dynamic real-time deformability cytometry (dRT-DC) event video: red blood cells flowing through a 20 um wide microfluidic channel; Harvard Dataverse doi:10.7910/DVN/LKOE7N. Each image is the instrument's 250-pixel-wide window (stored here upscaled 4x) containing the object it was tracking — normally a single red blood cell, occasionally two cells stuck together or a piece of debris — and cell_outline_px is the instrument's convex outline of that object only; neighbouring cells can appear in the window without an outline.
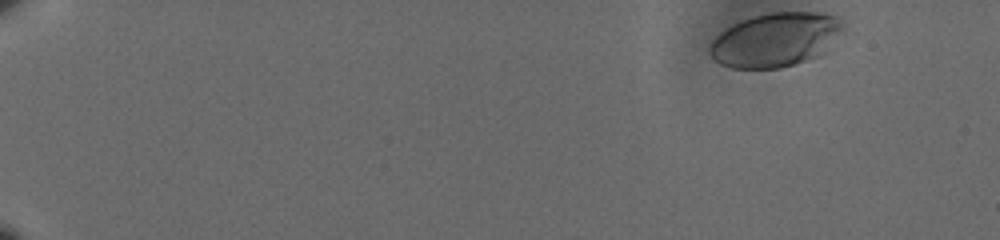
{"species": "human", "species_latin": "Homo sapiens", "temperature_condition": "cold", "stored_images_in_passage": 49, "camera_frame_rate_fps": 3000, "um_per_image_px": 0.085, "donor": {"sex": "male"}, "frame": {"image": 1, "passage_image": 1, "time_ms": 0.0, "image_size_px": [1000, 240], "cell_outline_px": [[844, 28], [816, 56], [780, 68], [732, 68], [720, 64], [708, 52], [708, 48], [712, 40], [720, 32], [732, 24], [740, 20], [772, 12], [820, 12], [840, 16], [844, 24]], "centroid_in_image_um": [65.86, 3.35], "position_along_channel_um": 19.1, "area_um2": 41.44}}
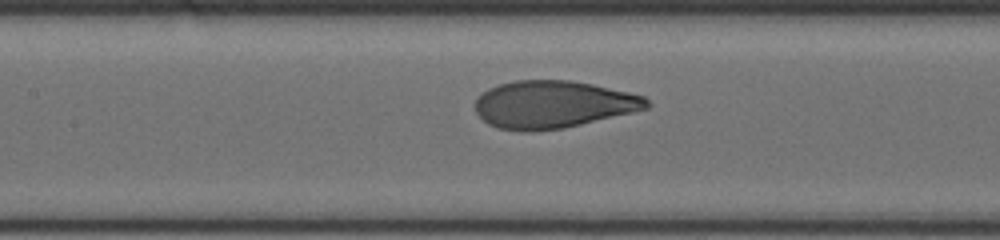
{"frame": {"image": 2, "passage_image": 27, "time_ms": 8.667, "image_size_px": [1000, 240], "cell_outline_px": [[652, 104], [648, 108], [632, 112], [564, 128], [532, 132], [524, 132], [500, 128], [488, 124], [476, 112], [476, 100], [488, 88], [500, 84], [516, 80], [568, 80], [592, 84], [628, 92], [644, 96]], "centroid_in_image_um": [47.01, 8.88], "position_along_channel_um": 160.4, "area_um2": 47.22}}
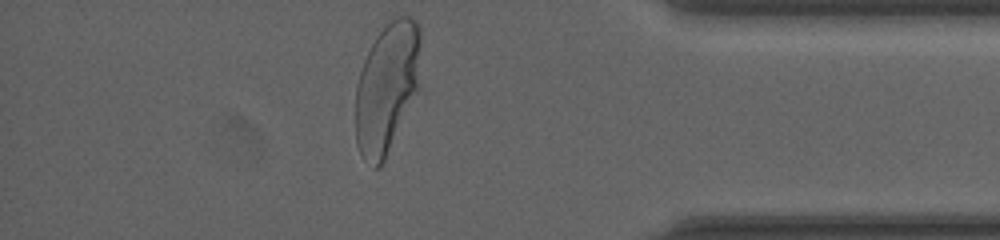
{"frame": {"image": 3, "passage_image": 49, "time_ms": 16.0, "image_size_px": [1000, 240], "cell_outline_px": [[420, 88], [380, 168], [372, 168], [364, 160], [356, 144], [356, 84], [364, 60], [376, 36], [392, 20], [400, 16], [412, 16], [420, 24]], "centroid_in_image_um": [32.91, 7.46], "position_along_channel_um": 402.3, "area_um2": 49.82}, "authors_computed_cell_mechanics": {"area_um2": 47.5116, "velocity_mm_per_s": 3.5836, "shape_relaxation_time_tau1_ms": 3.8693, "shape_relaxation_time_tau2_ms": null, "deformation_change_tau1": 0.1975, "deformation_change_tau2": null}}